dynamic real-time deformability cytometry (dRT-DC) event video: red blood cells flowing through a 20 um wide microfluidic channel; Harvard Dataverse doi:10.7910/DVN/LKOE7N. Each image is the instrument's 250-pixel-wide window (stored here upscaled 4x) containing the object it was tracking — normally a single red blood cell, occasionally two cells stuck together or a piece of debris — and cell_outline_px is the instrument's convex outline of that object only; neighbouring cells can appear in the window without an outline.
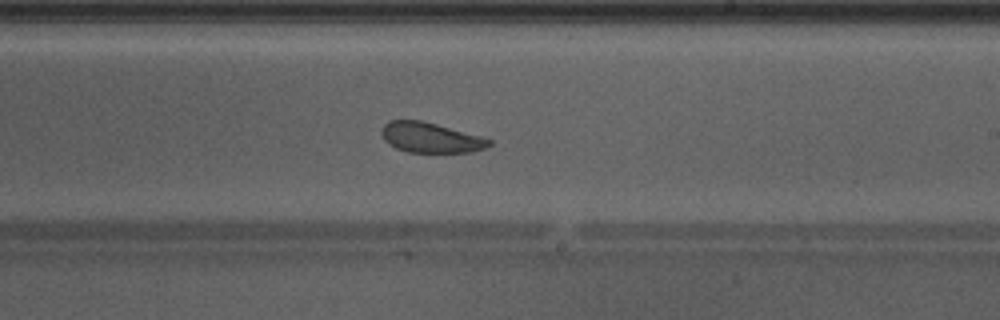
{"species": "Egyptian fruit bat (a non-hibernating species)", "species_latin": "Rousettus aegyptiacus", "temperature_condition": "warm", "stored_images_in_passage": 48, "camera_frame_rate_fps": 3000, "um_per_image_px": 0.085, "animal": {"sex": "male"}, "frame": {"image": 1, "passage_image": 28, "time_ms": 9.0, "image_size_px": [1000, 320], "cell_outline_px": [[492, 144], [484, 148], [472, 152], [408, 152], [396, 148], [388, 144], [384, 140], [380, 132], [384, 124], [388, 120], [420, 120], [436, 124], [480, 136], [492, 140]], "centroid_in_image_um": [36.56, 11.7], "position_along_channel_um": 252.4, "area_um2": 18.84}, "authors_computed_cell_mechanics": {"area_um2": 21.386, "velocity_mm_per_s": 4.248, "shape_relaxation_time_tau1_ms": 2.6436, "shape_relaxation_time_tau2_ms": 1.8004, "deformation_change_tau1": 0.0816, "deformation_change_tau2": 0.0821}}